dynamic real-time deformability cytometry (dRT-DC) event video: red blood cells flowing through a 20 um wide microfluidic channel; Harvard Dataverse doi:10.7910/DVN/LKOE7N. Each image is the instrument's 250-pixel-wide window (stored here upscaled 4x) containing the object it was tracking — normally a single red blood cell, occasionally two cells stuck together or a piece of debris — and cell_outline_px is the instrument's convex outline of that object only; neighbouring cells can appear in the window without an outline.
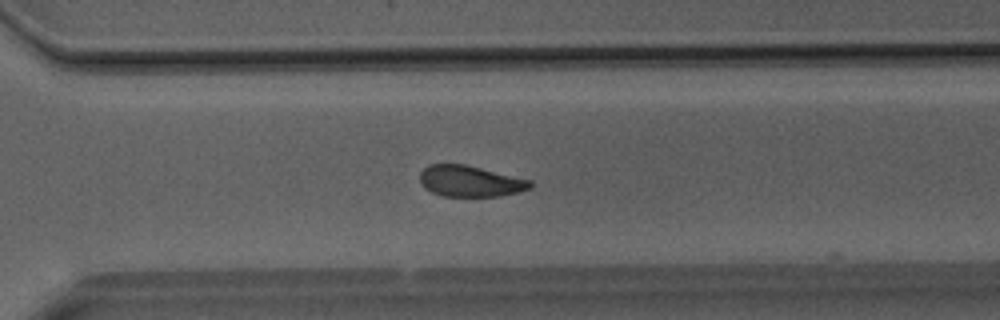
{"species": "Egyptian fruit bat (a non-hibernating species)", "species_latin": "Rousettus aegyptiacus", "temperature_condition": "room temperature", "stored_images_in_passage": 25, "camera_frame_rate_fps": 3000, "um_per_image_px": 0.085, "animal": {"sex": "male"}, "frame": {"image": 1, "passage_image": 24, "time_ms": 7.667, "image_size_px": [1000, 320], "cell_outline_px": [[532, 188], [520, 192], [500, 196], [440, 196], [424, 188], [420, 184], [420, 172], [428, 164], [464, 164], [532, 180]], "centroid_in_image_um": [39.96, 15.4], "position_along_channel_um": 330.6, "area_um2": 20.17}}